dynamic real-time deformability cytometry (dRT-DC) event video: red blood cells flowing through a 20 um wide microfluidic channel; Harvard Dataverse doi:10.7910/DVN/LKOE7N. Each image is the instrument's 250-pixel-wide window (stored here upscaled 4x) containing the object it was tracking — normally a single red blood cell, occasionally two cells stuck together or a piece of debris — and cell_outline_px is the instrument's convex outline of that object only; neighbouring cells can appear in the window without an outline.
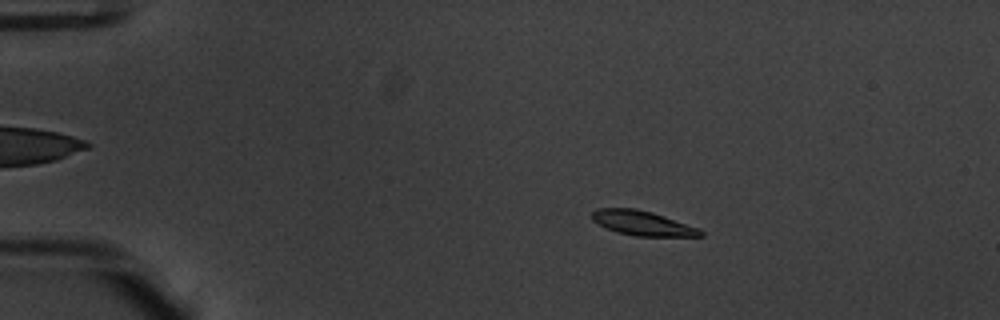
{"species": "common noctule bat (a hibernating species)", "species_latin": "Nyctalus noctula", "temperature_condition": "warm", "stored_images_in_passage": 55, "camera_frame_rate_fps": 3000, "um_per_image_px": 0.085, "animal": {"sex": "male", "body_mass_g": 20.1, "forearm_length_mm": 53.5}, "frame": {"image": 1, "passage_image": 11, "time_ms": 3.333, "image_size_px": [1000, 320], "cell_outline_px": [[704, 236], [636, 236], [616, 232], [592, 220], [592, 212], [596, 208], [636, 208], [652, 212], [700, 228], [704, 232]], "centroid_in_image_um": [54.63, 18.96], "position_along_channel_um": 30.4, "area_um2": 15.55}}
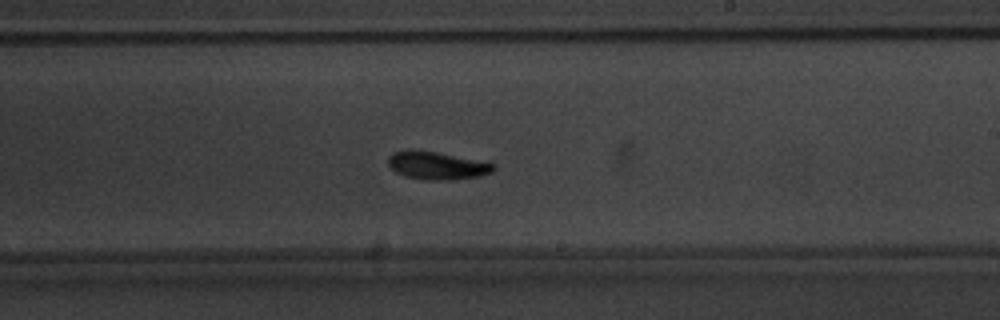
{"frame": {"image": 2, "passage_image": 34, "time_ms": 11.0, "image_size_px": [1000, 320], "cell_outline_px": [[496, 168], [492, 172], [480, 176], [448, 180], [428, 180], [404, 176], [396, 172], [388, 164], [388, 156], [392, 152], [408, 148], [436, 152], [496, 164]], "centroid_in_image_um": [37.1, 14.06], "position_along_channel_um": 251.9, "area_um2": 17.17}}
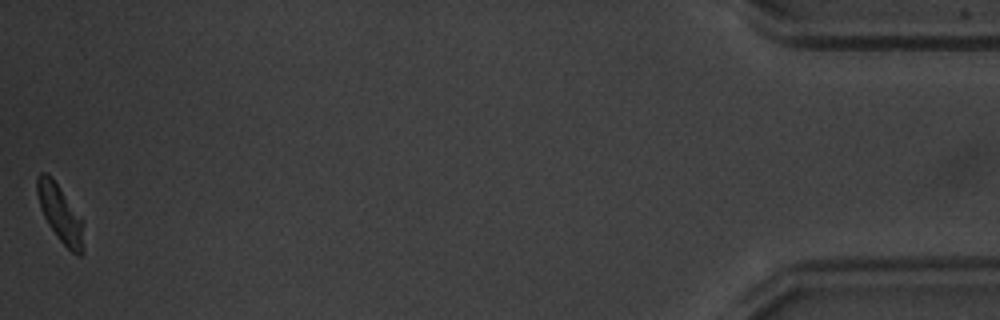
{"frame": {"image": 3, "passage_image": 55, "time_ms": 18.0, "image_size_px": [1000, 320], "cell_outline_px": [[84, 252], [80, 256], [76, 256], [56, 236], [48, 224], [40, 208], [36, 192], [36, 176], [40, 172], [44, 172], [56, 184], [84, 220]], "centroid_in_image_um": [5.15, 18.22], "position_along_channel_um": 430.1, "area_um2": 15.55}, "authors_computed_cell_mechanics": {"area_um2": 16.3574, "velocity_mm_per_s": 3.7748, "shape_relaxation_time_tau1_ms": 2.0787, "shape_relaxation_time_tau2_ms": 4.6279, "deformation_change_tau1": 0.1323, "deformation_change_tau2": 0.1114}}